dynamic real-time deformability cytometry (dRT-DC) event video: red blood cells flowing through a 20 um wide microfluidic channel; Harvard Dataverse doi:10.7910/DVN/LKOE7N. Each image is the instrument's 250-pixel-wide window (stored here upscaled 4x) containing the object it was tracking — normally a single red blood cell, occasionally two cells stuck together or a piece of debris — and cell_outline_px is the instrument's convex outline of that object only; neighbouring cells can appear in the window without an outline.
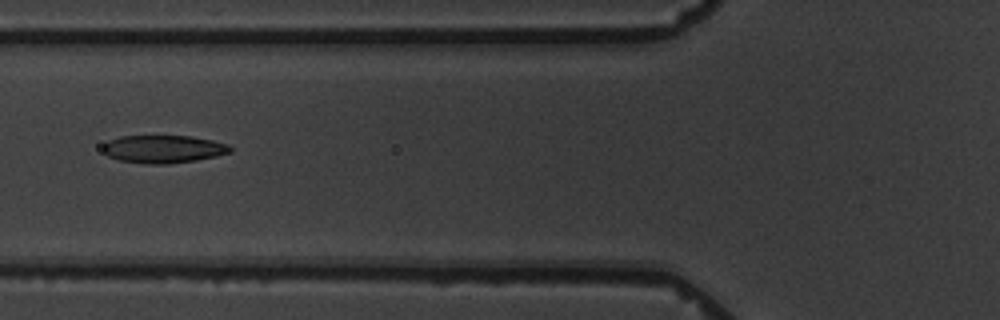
{"species": "common noctule bat (a hibernating species)", "species_latin": "Nyctalus noctula", "temperature_condition": "warm", "stored_images_in_passage": 16, "camera_frame_rate_fps": 3000, "um_per_image_px": 0.085, "animal": {"sex": "male", "body_mass_g": 19.5, "forearm_length_mm": 54.6}, "frame": {"image": 1, "passage_image": 6, "time_ms": 7.0, "image_size_px": [1000, 320], "cell_outline_px": [[232, 152], [216, 156], [196, 160], [168, 164], [144, 164], [120, 160], [108, 156], [104, 152], [104, 144], [108, 140], [120, 136], [192, 136], [212, 140], [228, 144], [232, 148]], "centroid_in_image_um": [13.9, 12.67], "position_along_channel_um": 111.9, "area_um2": 20.69}}
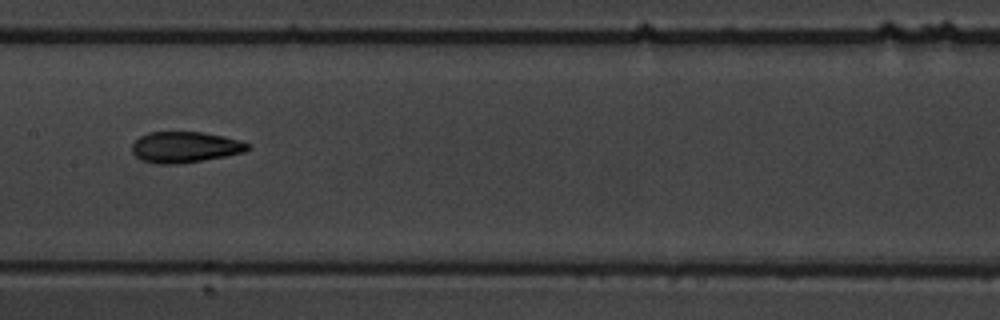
{"frame": {"image": 2, "passage_image": 8, "time_ms": 9.333, "image_size_px": [1000, 320], "cell_outline_px": [[252, 148], [244, 152], [224, 156], [176, 164], [156, 164], [140, 160], [132, 152], [132, 144], [140, 136], [148, 132], [200, 132], [224, 136], [240, 140], [252, 144]], "centroid_in_image_um": [15.73, 12.5], "position_along_channel_um": 191.7, "area_um2": 20.92}}
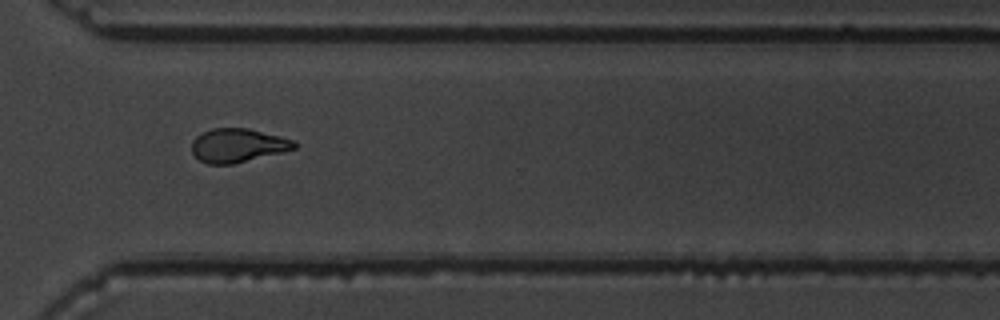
{"frame": {"image": 3, "passage_image": 12, "time_ms": 14.0, "image_size_px": [1000, 320], "cell_outline_px": [[296, 148], [232, 164], [208, 164], [200, 160], [192, 152], [192, 140], [196, 136], [212, 128], [248, 128], [296, 140]], "centroid_in_image_um": [20.2, 12.35], "position_along_channel_um": 350.4, "area_um2": 19.94}, "authors_computed_cell_mechanics": {"area_um2": 20.5479, "velocity_mm_per_s": 3.4109, "shape_relaxation_time_tau1_ms": 4.6216, "shape_relaxation_time_tau2_ms": 1.0458, "deformation_change_tau1": 0.1381, "deformation_change_tau2": 0.05}}